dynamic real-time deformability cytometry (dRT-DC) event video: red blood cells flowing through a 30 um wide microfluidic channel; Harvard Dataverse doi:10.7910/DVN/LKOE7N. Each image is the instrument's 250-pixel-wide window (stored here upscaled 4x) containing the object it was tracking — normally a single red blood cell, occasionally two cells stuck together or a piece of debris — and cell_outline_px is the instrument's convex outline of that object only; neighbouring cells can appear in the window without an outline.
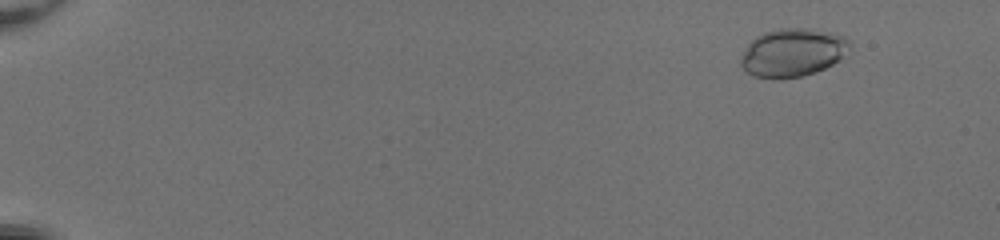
{"species": "common noctule bat (a hibernating species)", "species_latin": "Nyctalus noctula", "temperature_condition": "room temperature", "stored_images_in_passage": 53, "camera_frame_rate_fps": 3000, "um_per_image_px": 0.085, "animal": {"sex": "female", "body_mass_g": 20.0, "forearm_length_mm": 54.0}, "frame": {"image": 1, "passage_image": 6, "time_ms": 1.667, "image_size_px": [1000, 240], "cell_outline_px": [[852, 52], [840, 60], [824, 68], [800, 76], [780, 80], [776, 80], [752, 76], [740, 64], [740, 56], [748, 44], [756, 36], [764, 32], [780, 28], [808, 28], [832, 32], [848, 40], [852, 44]], "centroid_in_image_um": [67.39, 4.47], "position_along_channel_um": 17.6, "area_um2": 31.04}}
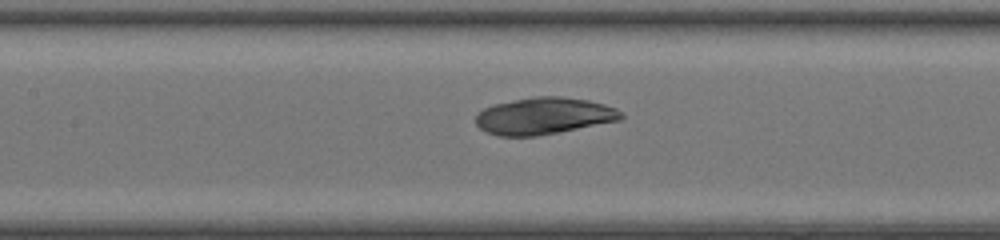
{"frame": {"image": 2, "passage_image": 28, "time_ms": 9.0, "image_size_px": [1000, 240], "cell_outline_px": [[624, 116], [620, 120], [536, 136], [496, 136], [484, 132], [476, 124], [476, 112], [492, 104], [536, 96], [560, 96], [588, 100], [604, 104], [616, 108]], "centroid_in_image_um": [46.17, 9.85], "position_along_channel_um": 161.2, "area_um2": 31.21}}
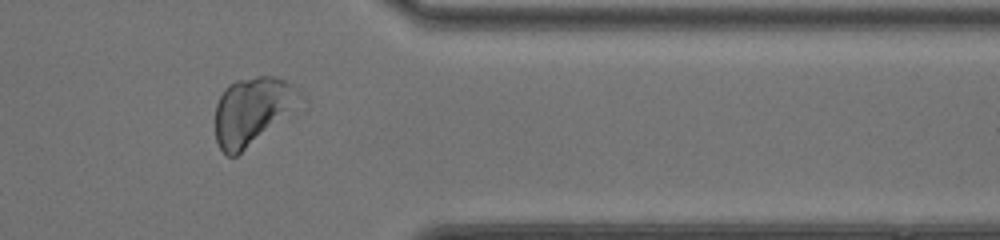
{"frame": {"image": 3, "passage_image": 45, "time_ms": 14.667, "image_size_px": [1000, 240], "cell_outline_px": [[308, 104], [304, 112], [236, 156], [228, 156], [220, 148], [216, 140], [216, 104], [224, 88], [228, 84], [236, 80], [256, 76], [272, 76], [284, 80], [300, 88], [308, 96]], "centroid_in_image_um": [21.71, 9.44], "position_along_channel_um": 389.7, "area_um2": 36.3}}